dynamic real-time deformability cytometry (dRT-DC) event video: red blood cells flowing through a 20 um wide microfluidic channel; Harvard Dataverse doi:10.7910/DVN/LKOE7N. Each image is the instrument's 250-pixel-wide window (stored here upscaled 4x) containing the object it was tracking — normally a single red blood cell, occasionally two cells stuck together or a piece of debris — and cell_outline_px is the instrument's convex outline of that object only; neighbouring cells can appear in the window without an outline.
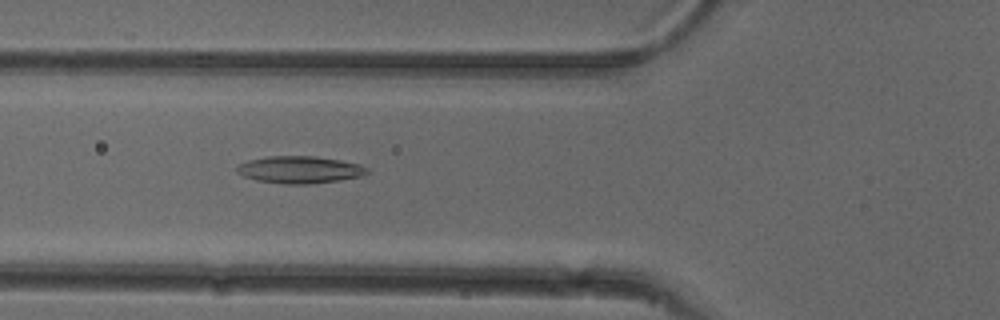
{"species": "common noctule bat (a hibernating species)", "species_latin": "Nyctalus noctula", "temperature_condition": "cold", "stored_images_in_passage": 40, "camera_frame_rate_fps": 3000, "um_per_image_px": 0.085, "animal": {"sex": "female"}, "frame": {"image": 1, "passage_image": 8, "time_ms": 2.333, "image_size_px": [1000, 320], "cell_outline_px": [[368, 172], [360, 176], [340, 180], [308, 184], [284, 184], [256, 180], [244, 176], [236, 172], [236, 168], [240, 164], [248, 160], [268, 156], [312, 156], [340, 160], [360, 164], [368, 168]], "centroid_in_image_um": [25.46, 14.42], "position_along_channel_um": 100.3, "area_um2": 20.52}}
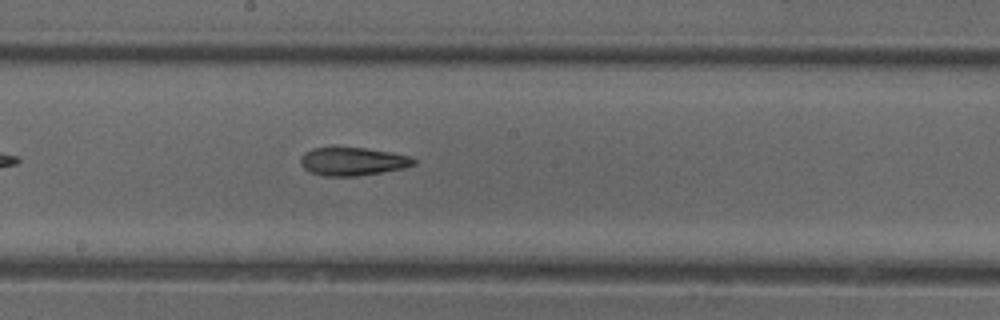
{"frame": {"image": 2, "passage_image": 17, "time_ms": 5.333, "image_size_px": [1000, 320], "cell_outline_px": [[416, 164], [404, 168], [356, 176], [324, 176], [308, 172], [300, 164], [300, 156], [304, 152], [312, 148], [336, 144], [392, 152], [408, 156], [416, 160]], "centroid_in_image_um": [29.89, 13.68], "position_along_channel_um": 218.3, "area_um2": 19.31}}
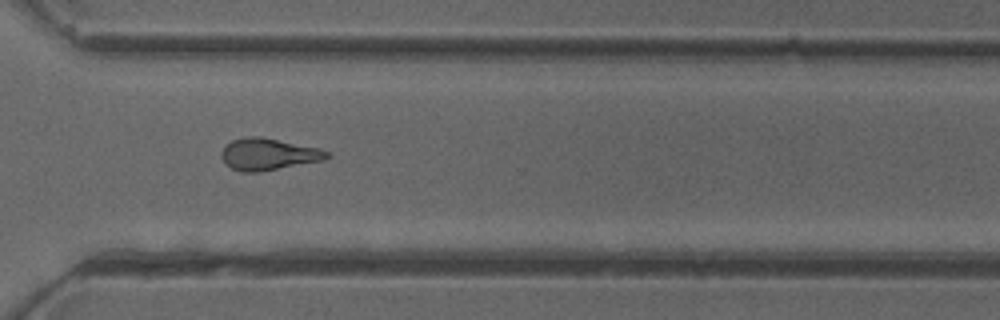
{"frame": {"image": 3, "passage_image": 27, "time_ms": 8.667, "image_size_px": [1000, 320], "cell_outline_px": [[332, 156], [324, 160], [256, 172], [240, 172], [224, 164], [220, 156], [220, 152], [232, 140], [248, 136], [260, 136], [320, 148], [328, 152]], "centroid_in_image_um": [22.8, 13.1], "position_along_channel_um": 347.8, "area_um2": 19.54}, "authors_computed_cell_mechanics": {"area_um2": 19.1318, "velocity_mm_per_s": 3.9041, "shape_relaxation_time_tau1_ms": null, "shape_relaxation_time_tau2_ms": 2.7004, "deformation_change_tau1": null, "deformation_change_tau2": 0.1213}}